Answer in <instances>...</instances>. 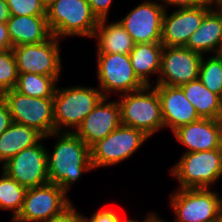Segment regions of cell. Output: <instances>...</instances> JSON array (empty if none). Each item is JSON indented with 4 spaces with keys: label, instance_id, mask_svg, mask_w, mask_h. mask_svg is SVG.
Wrapping results in <instances>:
<instances>
[{
    "label": "cell",
    "instance_id": "obj_6",
    "mask_svg": "<svg viewBox=\"0 0 222 222\" xmlns=\"http://www.w3.org/2000/svg\"><path fill=\"white\" fill-rule=\"evenodd\" d=\"M147 139L149 137L142 131L121 124L104 139L90 147L93 170L112 166L131 158Z\"/></svg>",
    "mask_w": 222,
    "mask_h": 222
},
{
    "label": "cell",
    "instance_id": "obj_45",
    "mask_svg": "<svg viewBox=\"0 0 222 222\" xmlns=\"http://www.w3.org/2000/svg\"><path fill=\"white\" fill-rule=\"evenodd\" d=\"M217 222H222V215L220 216V218Z\"/></svg>",
    "mask_w": 222,
    "mask_h": 222
},
{
    "label": "cell",
    "instance_id": "obj_14",
    "mask_svg": "<svg viewBox=\"0 0 222 222\" xmlns=\"http://www.w3.org/2000/svg\"><path fill=\"white\" fill-rule=\"evenodd\" d=\"M165 8L156 1L145 0L119 22L130 34L134 43H161L162 19Z\"/></svg>",
    "mask_w": 222,
    "mask_h": 222
},
{
    "label": "cell",
    "instance_id": "obj_22",
    "mask_svg": "<svg viewBox=\"0 0 222 222\" xmlns=\"http://www.w3.org/2000/svg\"><path fill=\"white\" fill-rule=\"evenodd\" d=\"M44 136L32 127L12 122L0 135V164H5L9 159L25 148L37 144Z\"/></svg>",
    "mask_w": 222,
    "mask_h": 222
},
{
    "label": "cell",
    "instance_id": "obj_17",
    "mask_svg": "<svg viewBox=\"0 0 222 222\" xmlns=\"http://www.w3.org/2000/svg\"><path fill=\"white\" fill-rule=\"evenodd\" d=\"M154 87L161 104L164 128L168 127L174 132L180 126L201 119L180 86L155 84Z\"/></svg>",
    "mask_w": 222,
    "mask_h": 222
},
{
    "label": "cell",
    "instance_id": "obj_43",
    "mask_svg": "<svg viewBox=\"0 0 222 222\" xmlns=\"http://www.w3.org/2000/svg\"><path fill=\"white\" fill-rule=\"evenodd\" d=\"M221 195L218 194V199H219V207H220V211L222 213V196L220 197Z\"/></svg>",
    "mask_w": 222,
    "mask_h": 222
},
{
    "label": "cell",
    "instance_id": "obj_32",
    "mask_svg": "<svg viewBox=\"0 0 222 222\" xmlns=\"http://www.w3.org/2000/svg\"><path fill=\"white\" fill-rule=\"evenodd\" d=\"M161 1L165 10H167L168 5L177 6L179 8L187 7H201V6H213L215 7V0H158ZM166 4V5H165Z\"/></svg>",
    "mask_w": 222,
    "mask_h": 222
},
{
    "label": "cell",
    "instance_id": "obj_24",
    "mask_svg": "<svg viewBox=\"0 0 222 222\" xmlns=\"http://www.w3.org/2000/svg\"><path fill=\"white\" fill-rule=\"evenodd\" d=\"M180 87L201 118H219V95L207 89L199 78Z\"/></svg>",
    "mask_w": 222,
    "mask_h": 222
},
{
    "label": "cell",
    "instance_id": "obj_7",
    "mask_svg": "<svg viewBox=\"0 0 222 222\" xmlns=\"http://www.w3.org/2000/svg\"><path fill=\"white\" fill-rule=\"evenodd\" d=\"M170 197L174 222H217L222 215L218 192L211 188H178Z\"/></svg>",
    "mask_w": 222,
    "mask_h": 222
},
{
    "label": "cell",
    "instance_id": "obj_36",
    "mask_svg": "<svg viewBox=\"0 0 222 222\" xmlns=\"http://www.w3.org/2000/svg\"><path fill=\"white\" fill-rule=\"evenodd\" d=\"M10 16L6 0H0V23L7 22Z\"/></svg>",
    "mask_w": 222,
    "mask_h": 222
},
{
    "label": "cell",
    "instance_id": "obj_23",
    "mask_svg": "<svg viewBox=\"0 0 222 222\" xmlns=\"http://www.w3.org/2000/svg\"><path fill=\"white\" fill-rule=\"evenodd\" d=\"M163 48L161 43H137L129 53L135 74L146 86L151 74L160 73Z\"/></svg>",
    "mask_w": 222,
    "mask_h": 222
},
{
    "label": "cell",
    "instance_id": "obj_19",
    "mask_svg": "<svg viewBox=\"0 0 222 222\" xmlns=\"http://www.w3.org/2000/svg\"><path fill=\"white\" fill-rule=\"evenodd\" d=\"M7 26L12 48L42 43L52 36L46 16H10Z\"/></svg>",
    "mask_w": 222,
    "mask_h": 222
},
{
    "label": "cell",
    "instance_id": "obj_42",
    "mask_svg": "<svg viewBox=\"0 0 222 222\" xmlns=\"http://www.w3.org/2000/svg\"><path fill=\"white\" fill-rule=\"evenodd\" d=\"M220 59H221V61H222V45L220 46V48H219V50H218V52H217V54H216Z\"/></svg>",
    "mask_w": 222,
    "mask_h": 222
},
{
    "label": "cell",
    "instance_id": "obj_29",
    "mask_svg": "<svg viewBox=\"0 0 222 222\" xmlns=\"http://www.w3.org/2000/svg\"><path fill=\"white\" fill-rule=\"evenodd\" d=\"M11 16H46L41 0H6Z\"/></svg>",
    "mask_w": 222,
    "mask_h": 222
},
{
    "label": "cell",
    "instance_id": "obj_4",
    "mask_svg": "<svg viewBox=\"0 0 222 222\" xmlns=\"http://www.w3.org/2000/svg\"><path fill=\"white\" fill-rule=\"evenodd\" d=\"M52 35L61 39L70 36L92 38L99 19L87 0H57L46 10Z\"/></svg>",
    "mask_w": 222,
    "mask_h": 222
},
{
    "label": "cell",
    "instance_id": "obj_35",
    "mask_svg": "<svg viewBox=\"0 0 222 222\" xmlns=\"http://www.w3.org/2000/svg\"><path fill=\"white\" fill-rule=\"evenodd\" d=\"M12 49L7 22L0 23V52Z\"/></svg>",
    "mask_w": 222,
    "mask_h": 222
},
{
    "label": "cell",
    "instance_id": "obj_27",
    "mask_svg": "<svg viewBox=\"0 0 222 222\" xmlns=\"http://www.w3.org/2000/svg\"><path fill=\"white\" fill-rule=\"evenodd\" d=\"M202 57L199 80L203 85L211 92L220 95L222 93V61L216 55L207 56L208 58Z\"/></svg>",
    "mask_w": 222,
    "mask_h": 222
},
{
    "label": "cell",
    "instance_id": "obj_12",
    "mask_svg": "<svg viewBox=\"0 0 222 222\" xmlns=\"http://www.w3.org/2000/svg\"><path fill=\"white\" fill-rule=\"evenodd\" d=\"M1 168L26 189L49 183L47 150L40 141L20 151L3 164Z\"/></svg>",
    "mask_w": 222,
    "mask_h": 222
},
{
    "label": "cell",
    "instance_id": "obj_26",
    "mask_svg": "<svg viewBox=\"0 0 222 222\" xmlns=\"http://www.w3.org/2000/svg\"><path fill=\"white\" fill-rule=\"evenodd\" d=\"M26 188L2 171L0 178V209L12 210V221L20 213Z\"/></svg>",
    "mask_w": 222,
    "mask_h": 222
},
{
    "label": "cell",
    "instance_id": "obj_25",
    "mask_svg": "<svg viewBox=\"0 0 222 222\" xmlns=\"http://www.w3.org/2000/svg\"><path fill=\"white\" fill-rule=\"evenodd\" d=\"M57 80L54 77L35 73H19L15 90L36 98H53Z\"/></svg>",
    "mask_w": 222,
    "mask_h": 222
},
{
    "label": "cell",
    "instance_id": "obj_21",
    "mask_svg": "<svg viewBox=\"0 0 222 222\" xmlns=\"http://www.w3.org/2000/svg\"><path fill=\"white\" fill-rule=\"evenodd\" d=\"M100 19L92 38L97 39V53L129 54L134 41L119 21L108 23Z\"/></svg>",
    "mask_w": 222,
    "mask_h": 222
},
{
    "label": "cell",
    "instance_id": "obj_28",
    "mask_svg": "<svg viewBox=\"0 0 222 222\" xmlns=\"http://www.w3.org/2000/svg\"><path fill=\"white\" fill-rule=\"evenodd\" d=\"M19 76L12 49L0 52V96L15 88Z\"/></svg>",
    "mask_w": 222,
    "mask_h": 222
},
{
    "label": "cell",
    "instance_id": "obj_34",
    "mask_svg": "<svg viewBox=\"0 0 222 222\" xmlns=\"http://www.w3.org/2000/svg\"><path fill=\"white\" fill-rule=\"evenodd\" d=\"M12 117L6 101L0 96V135L11 125Z\"/></svg>",
    "mask_w": 222,
    "mask_h": 222
},
{
    "label": "cell",
    "instance_id": "obj_37",
    "mask_svg": "<svg viewBox=\"0 0 222 222\" xmlns=\"http://www.w3.org/2000/svg\"><path fill=\"white\" fill-rule=\"evenodd\" d=\"M147 217H145L146 219H143V221H138L135 219H125L123 220L121 218L120 222H155L159 216L154 212L150 213L149 215H146Z\"/></svg>",
    "mask_w": 222,
    "mask_h": 222
},
{
    "label": "cell",
    "instance_id": "obj_2",
    "mask_svg": "<svg viewBox=\"0 0 222 222\" xmlns=\"http://www.w3.org/2000/svg\"><path fill=\"white\" fill-rule=\"evenodd\" d=\"M121 124L136 128L150 137L164 128L161 104L155 87L120 95Z\"/></svg>",
    "mask_w": 222,
    "mask_h": 222
},
{
    "label": "cell",
    "instance_id": "obj_5",
    "mask_svg": "<svg viewBox=\"0 0 222 222\" xmlns=\"http://www.w3.org/2000/svg\"><path fill=\"white\" fill-rule=\"evenodd\" d=\"M170 173L179 182V188H212L222 178V149L185 152Z\"/></svg>",
    "mask_w": 222,
    "mask_h": 222
},
{
    "label": "cell",
    "instance_id": "obj_38",
    "mask_svg": "<svg viewBox=\"0 0 222 222\" xmlns=\"http://www.w3.org/2000/svg\"><path fill=\"white\" fill-rule=\"evenodd\" d=\"M217 124H218V128H219L220 145H221V149H222V117H219L217 119Z\"/></svg>",
    "mask_w": 222,
    "mask_h": 222
},
{
    "label": "cell",
    "instance_id": "obj_1",
    "mask_svg": "<svg viewBox=\"0 0 222 222\" xmlns=\"http://www.w3.org/2000/svg\"><path fill=\"white\" fill-rule=\"evenodd\" d=\"M55 137L52 152L47 150L49 183L59 185L68 193L71 185L80 180L83 172L92 171L90 147L74 132H53L44 138Z\"/></svg>",
    "mask_w": 222,
    "mask_h": 222
},
{
    "label": "cell",
    "instance_id": "obj_41",
    "mask_svg": "<svg viewBox=\"0 0 222 222\" xmlns=\"http://www.w3.org/2000/svg\"><path fill=\"white\" fill-rule=\"evenodd\" d=\"M215 7H218L217 9L222 11V0H215Z\"/></svg>",
    "mask_w": 222,
    "mask_h": 222
},
{
    "label": "cell",
    "instance_id": "obj_33",
    "mask_svg": "<svg viewBox=\"0 0 222 222\" xmlns=\"http://www.w3.org/2000/svg\"><path fill=\"white\" fill-rule=\"evenodd\" d=\"M93 13L100 19H108V12L113 0H87Z\"/></svg>",
    "mask_w": 222,
    "mask_h": 222
},
{
    "label": "cell",
    "instance_id": "obj_20",
    "mask_svg": "<svg viewBox=\"0 0 222 222\" xmlns=\"http://www.w3.org/2000/svg\"><path fill=\"white\" fill-rule=\"evenodd\" d=\"M222 45V11L212 8L203 18L200 27L190 36L185 48L204 56L217 54Z\"/></svg>",
    "mask_w": 222,
    "mask_h": 222
},
{
    "label": "cell",
    "instance_id": "obj_44",
    "mask_svg": "<svg viewBox=\"0 0 222 222\" xmlns=\"http://www.w3.org/2000/svg\"><path fill=\"white\" fill-rule=\"evenodd\" d=\"M155 222H167V221H165V220H163L162 218H158Z\"/></svg>",
    "mask_w": 222,
    "mask_h": 222
},
{
    "label": "cell",
    "instance_id": "obj_9",
    "mask_svg": "<svg viewBox=\"0 0 222 222\" xmlns=\"http://www.w3.org/2000/svg\"><path fill=\"white\" fill-rule=\"evenodd\" d=\"M98 88L103 97L111 92L126 94L146 85L137 77L131 65L129 54L97 53Z\"/></svg>",
    "mask_w": 222,
    "mask_h": 222
},
{
    "label": "cell",
    "instance_id": "obj_39",
    "mask_svg": "<svg viewBox=\"0 0 222 222\" xmlns=\"http://www.w3.org/2000/svg\"><path fill=\"white\" fill-rule=\"evenodd\" d=\"M43 7L47 10L51 7L57 0H41Z\"/></svg>",
    "mask_w": 222,
    "mask_h": 222
},
{
    "label": "cell",
    "instance_id": "obj_13",
    "mask_svg": "<svg viewBox=\"0 0 222 222\" xmlns=\"http://www.w3.org/2000/svg\"><path fill=\"white\" fill-rule=\"evenodd\" d=\"M202 57L184 46L164 47L159 77L154 84L182 86L198 79Z\"/></svg>",
    "mask_w": 222,
    "mask_h": 222
},
{
    "label": "cell",
    "instance_id": "obj_18",
    "mask_svg": "<svg viewBox=\"0 0 222 222\" xmlns=\"http://www.w3.org/2000/svg\"><path fill=\"white\" fill-rule=\"evenodd\" d=\"M185 152L210 151L220 149V136L217 119L201 118L198 121L180 126L173 132Z\"/></svg>",
    "mask_w": 222,
    "mask_h": 222
},
{
    "label": "cell",
    "instance_id": "obj_31",
    "mask_svg": "<svg viewBox=\"0 0 222 222\" xmlns=\"http://www.w3.org/2000/svg\"><path fill=\"white\" fill-rule=\"evenodd\" d=\"M83 217V214L79 213L72 203L62 213L53 216L44 222H84Z\"/></svg>",
    "mask_w": 222,
    "mask_h": 222
},
{
    "label": "cell",
    "instance_id": "obj_16",
    "mask_svg": "<svg viewBox=\"0 0 222 222\" xmlns=\"http://www.w3.org/2000/svg\"><path fill=\"white\" fill-rule=\"evenodd\" d=\"M108 99L103 97L74 131L89 147L121 125L120 105Z\"/></svg>",
    "mask_w": 222,
    "mask_h": 222
},
{
    "label": "cell",
    "instance_id": "obj_40",
    "mask_svg": "<svg viewBox=\"0 0 222 222\" xmlns=\"http://www.w3.org/2000/svg\"><path fill=\"white\" fill-rule=\"evenodd\" d=\"M219 117H222V93L219 95Z\"/></svg>",
    "mask_w": 222,
    "mask_h": 222
},
{
    "label": "cell",
    "instance_id": "obj_15",
    "mask_svg": "<svg viewBox=\"0 0 222 222\" xmlns=\"http://www.w3.org/2000/svg\"><path fill=\"white\" fill-rule=\"evenodd\" d=\"M212 8V6L177 8L178 10H174L170 15L165 10L161 44L164 47L185 46Z\"/></svg>",
    "mask_w": 222,
    "mask_h": 222
},
{
    "label": "cell",
    "instance_id": "obj_11",
    "mask_svg": "<svg viewBox=\"0 0 222 222\" xmlns=\"http://www.w3.org/2000/svg\"><path fill=\"white\" fill-rule=\"evenodd\" d=\"M60 41L52 35L42 43L13 47L18 72L50 76L59 81L62 69Z\"/></svg>",
    "mask_w": 222,
    "mask_h": 222
},
{
    "label": "cell",
    "instance_id": "obj_3",
    "mask_svg": "<svg viewBox=\"0 0 222 222\" xmlns=\"http://www.w3.org/2000/svg\"><path fill=\"white\" fill-rule=\"evenodd\" d=\"M102 98L101 90L97 87L72 86L60 89L56 86L53 96L55 132L76 131ZM68 128L75 130H66Z\"/></svg>",
    "mask_w": 222,
    "mask_h": 222
},
{
    "label": "cell",
    "instance_id": "obj_10",
    "mask_svg": "<svg viewBox=\"0 0 222 222\" xmlns=\"http://www.w3.org/2000/svg\"><path fill=\"white\" fill-rule=\"evenodd\" d=\"M72 202L59 186L48 183L26 190L22 209L11 222H44L62 213Z\"/></svg>",
    "mask_w": 222,
    "mask_h": 222
},
{
    "label": "cell",
    "instance_id": "obj_8",
    "mask_svg": "<svg viewBox=\"0 0 222 222\" xmlns=\"http://www.w3.org/2000/svg\"><path fill=\"white\" fill-rule=\"evenodd\" d=\"M12 121L32 127L44 137L55 132L53 98H36L15 89L4 92Z\"/></svg>",
    "mask_w": 222,
    "mask_h": 222
},
{
    "label": "cell",
    "instance_id": "obj_30",
    "mask_svg": "<svg viewBox=\"0 0 222 222\" xmlns=\"http://www.w3.org/2000/svg\"><path fill=\"white\" fill-rule=\"evenodd\" d=\"M84 222H120L121 217L112 209H99L90 217H83Z\"/></svg>",
    "mask_w": 222,
    "mask_h": 222
}]
</instances>
